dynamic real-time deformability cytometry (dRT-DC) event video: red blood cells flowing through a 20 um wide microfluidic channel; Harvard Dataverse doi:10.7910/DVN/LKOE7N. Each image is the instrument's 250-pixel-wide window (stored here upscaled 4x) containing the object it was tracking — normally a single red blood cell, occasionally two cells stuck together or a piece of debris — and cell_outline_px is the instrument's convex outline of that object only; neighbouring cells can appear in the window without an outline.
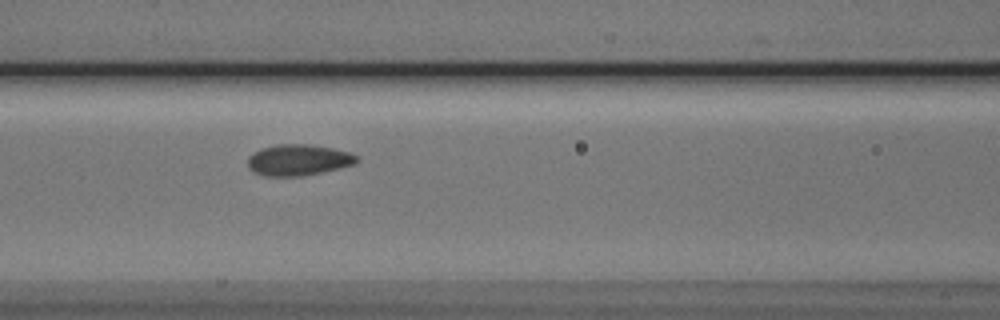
{"species": "Egyptian fruit bat (a non-hibernating species)", "species_latin": "Rousettus aegyptiacus", "temperature_condition": "cold", "stored_images_in_passage": 9, "camera_frame_rate_fps": 3000, "um_per_image_px": 0.085, "animal": {"sex": "male"}, "frame": {"image": 1, "passage_image": 6, "time_ms": 6.667, "image_size_px": [1000, 320], "cell_outline_px": [[360, 160], [356, 164], [320, 172], [300, 176], [264, 176], [252, 172], [248, 168], [248, 156], [252, 152], [260, 148], [276, 144], [308, 144], [332, 148], [348, 152], [356, 156]], "centroid_in_image_um": [25.31, 13.59], "position_along_channel_um": 141.3, "area_um2": 19.88}}
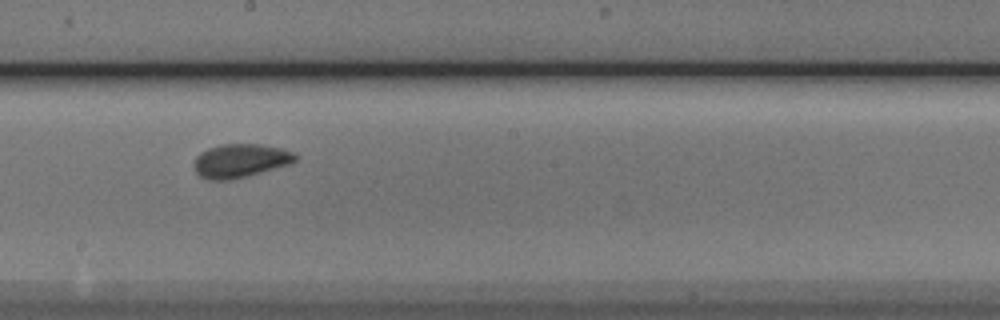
{"frame": {"image": 2, "passage_image": 8, "time_ms": 9.0, "image_size_px": [1000, 320], "cell_outline_px": [[296, 160], [288, 164], [244, 176], [224, 180], [208, 180], [200, 176], [196, 172], [192, 164], [196, 156], [200, 152], [208, 148], [220, 144], [260, 144], [280, 148], [292, 152], [296, 156]], "centroid_in_image_um": [20.34, 13.64], "position_along_channel_um": 227.9, "area_um2": 19.54}}
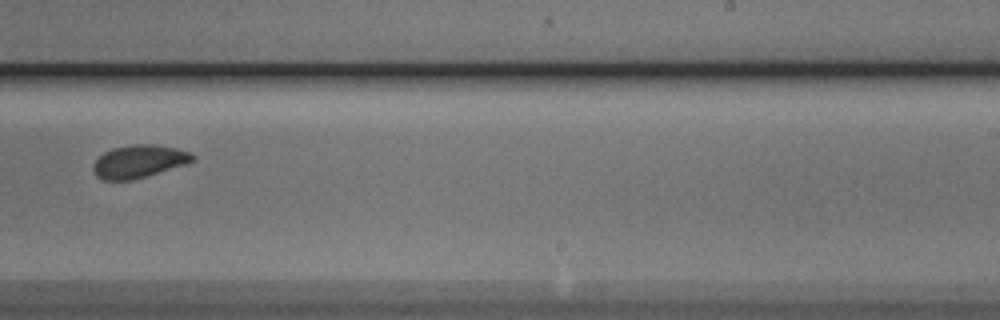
{"frame": {"image": 3, "passage_image": 9, "time_ms": 10.333, "image_size_px": [1000, 320], "cell_outline_px": [[196, 160], [184, 164], [132, 180], [104, 180], [96, 176], [92, 168], [92, 164], [104, 152], [112, 148], [132, 144], [156, 144], [176, 148], [192, 152], [196, 156]], "centroid_in_image_um": [11.81, 13.7], "position_along_channel_um": 277.2, "area_um2": 19.02}}